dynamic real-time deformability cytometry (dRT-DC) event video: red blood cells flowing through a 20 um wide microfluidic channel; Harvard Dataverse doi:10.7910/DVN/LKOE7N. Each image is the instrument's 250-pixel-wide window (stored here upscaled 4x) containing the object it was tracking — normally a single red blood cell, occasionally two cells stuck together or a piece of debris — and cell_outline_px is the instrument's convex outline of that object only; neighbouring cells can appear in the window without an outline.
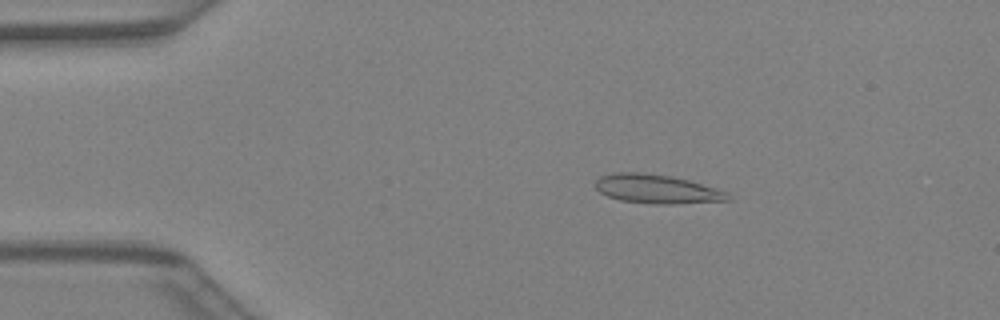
{"species": "Egyptian fruit bat (a non-hibernating species)", "species_latin": "Rousettus aegyptiacus", "temperature_condition": "warm", "stored_images_in_passage": 13, "camera_frame_rate_fps": 3000, "um_per_image_px": 0.085, "animal": {"sex": "female"}, "frame": {"image": 1, "passage_image": 7, "time_ms": 2.0, "image_size_px": [1000, 320], "cell_outline_px": [[732, 200], [668, 204], [656, 204], [620, 200], [608, 196], [600, 192], [596, 188], [596, 180], [600, 176], [612, 172], [640, 172], [668, 176], [688, 180], [728, 192]], "centroid_in_image_um": [55.81, 16.06], "position_along_channel_um": 29.2, "area_um2": 22.14}}